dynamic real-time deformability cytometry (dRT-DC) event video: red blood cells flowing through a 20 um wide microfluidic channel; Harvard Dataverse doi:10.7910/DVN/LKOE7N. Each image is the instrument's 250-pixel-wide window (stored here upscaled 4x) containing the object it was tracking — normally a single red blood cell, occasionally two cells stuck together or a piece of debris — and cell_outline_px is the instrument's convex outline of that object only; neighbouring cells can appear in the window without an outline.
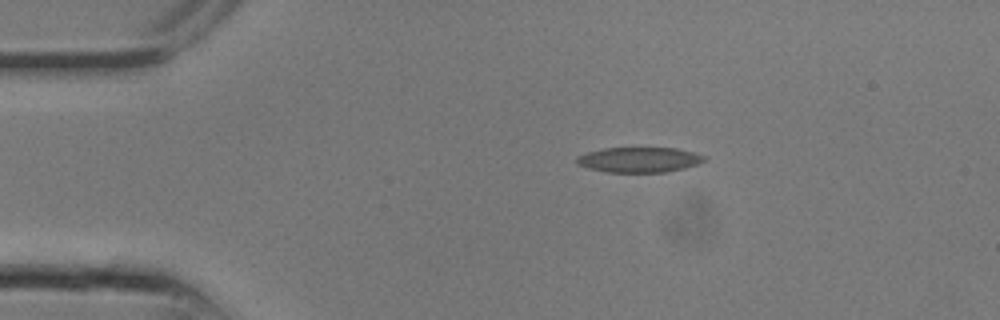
{"species": "common noctule bat (a hibernating species)", "species_latin": "Nyctalus noctula", "temperature_condition": "room temperature", "stored_images_in_passage": 4, "camera_frame_rate_fps": 3000, "um_per_image_px": 0.085, "animal": {"sex": "male", "body_mass_g": 13.3}, "frame": {"image": 1, "passage_image": 1, "time_ms": 0.0, "image_size_px": [1000, 320], "cell_outline_px": [[704, 160], [696, 164], [684, 168], [664, 172], [608, 172], [588, 168], [576, 164], [576, 156], [588, 152], [604, 148], [676, 148], [692, 152], [704, 156]], "centroid_in_image_um": [54.27, 13.58], "position_along_channel_um": 30.7, "area_um2": 18.5}}